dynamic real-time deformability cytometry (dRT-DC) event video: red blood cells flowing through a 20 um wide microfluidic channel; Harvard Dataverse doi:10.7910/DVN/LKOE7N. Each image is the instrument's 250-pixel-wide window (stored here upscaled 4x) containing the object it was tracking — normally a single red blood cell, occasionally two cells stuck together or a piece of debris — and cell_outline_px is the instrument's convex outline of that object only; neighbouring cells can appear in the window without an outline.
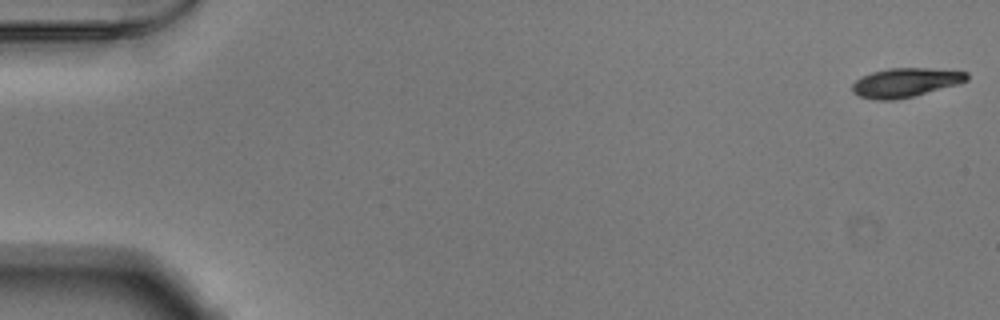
{"species": "Egyptian fruit bat (a non-hibernating species)", "species_latin": "Rousettus aegyptiacus", "temperature_condition": "warm", "stored_images_in_passage": 53, "camera_frame_rate_fps": 3000, "um_per_image_px": 0.085, "animal": {"sex": "male"}, "frame": {"image": 1, "passage_image": 1, "time_ms": 0.0, "image_size_px": [1000, 320], "cell_outline_px": [[968, 80], [960, 84], [912, 96], [892, 100], [876, 100], [860, 96], [852, 92], [852, 84], [860, 76], [872, 72], [888, 68], [928, 68], [968, 72]], "centroid_in_image_um": [76.96, 7.01], "position_along_channel_um": 8.0, "area_um2": 19.42}}
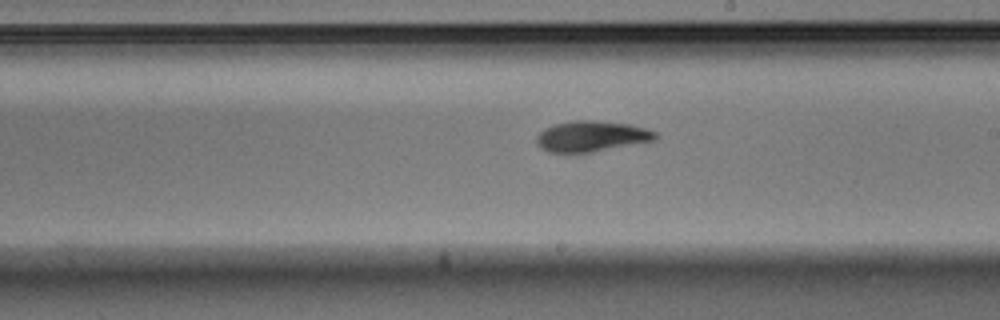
{"frame": {"image": 2, "passage_image": 31, "time_ms": 10.0, "image_size_px": [1000, 320], "cell_outline_px": [[660, 136], [656, 140], [592, 152], [548, 152], [540, 148], [536, 144], [536, 136], [544, 128], [556, 124], [572, 120], [596, 120], [632, 124], [656, 132]], "centroid_in_image_um": [50.29, 11.57], "position_along_channel_um": 238.7, "area_um2": 21.44}}
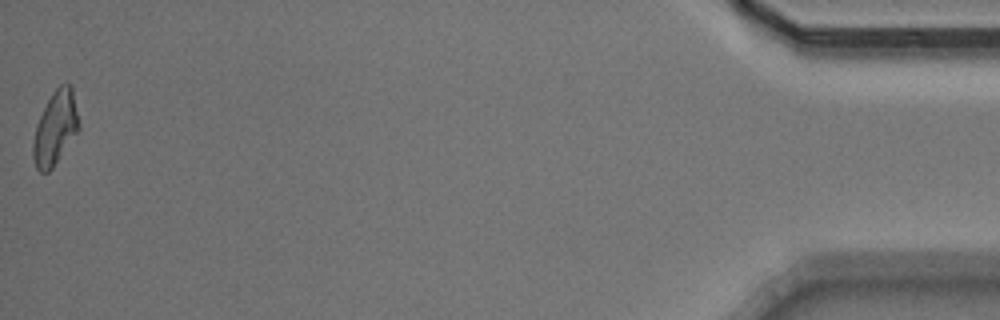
{"frame": {"image": 3, "passage_image": 53, "time_ms": 17.333, "image_size_px": [1000, 320], "cell_outline_px": [[80, 128], [52, 168], [48, 172], [40, 172], [36, 168], [32, 156], [32, 144], [36, 124], [52, 92], [60, 84], [72, 84], [80, 124]], "centroid_in_image_um": [4.7, 10.87], "position_along_channel_um": 430.5, "area_um2": 19.65}, "authors_computed_cell_mechanics": {"area_um2": 20.3456, "velocity_mm_per_s": 3.8587, "shape_relaxation_time_tau1_ms": 3.839, "shape_relaxation_time_tau2_ms": 3.7236, "deformation_change_tau1": 0.1653, "deformation_change_tau2": 0.0987}}